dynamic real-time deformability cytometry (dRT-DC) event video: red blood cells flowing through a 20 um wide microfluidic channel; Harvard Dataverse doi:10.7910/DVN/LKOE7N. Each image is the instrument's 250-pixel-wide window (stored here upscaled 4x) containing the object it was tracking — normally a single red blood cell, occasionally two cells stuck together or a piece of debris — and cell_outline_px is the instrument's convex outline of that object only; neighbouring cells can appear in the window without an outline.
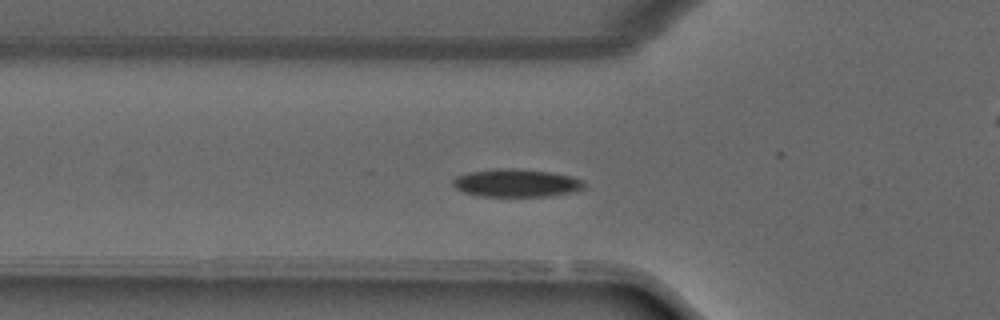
{"species": "common noctule bat (a hibernating species)", "species_latin": "Nyctalus noctula", "temperature_condition": "warm", "stored_images_in_passage": 25, "camera_frame_rate_fps": 3000, "um_per_image_px": 0.085, "animal": {"sex": "male", "forearm_length_mm": 52.5}, "frame": {"image": 1, "passage_image": 10, "time_ms": 3.0, "image_size_px": [1000, 320], "cell_outline_px": [[584, 188], [572, 192], [544, 196], [484, 196], [464, 192], [456, 188], [452, 184], [452, 180], [456, 176], [468, 172], [496, 168], [512, 168], [548, 172], [568, 176], [584, 180]], "centroid_in_image_um": [43.85, 15.55], "position_along_channel_um": 82.0, "area_um2": 21.1}}
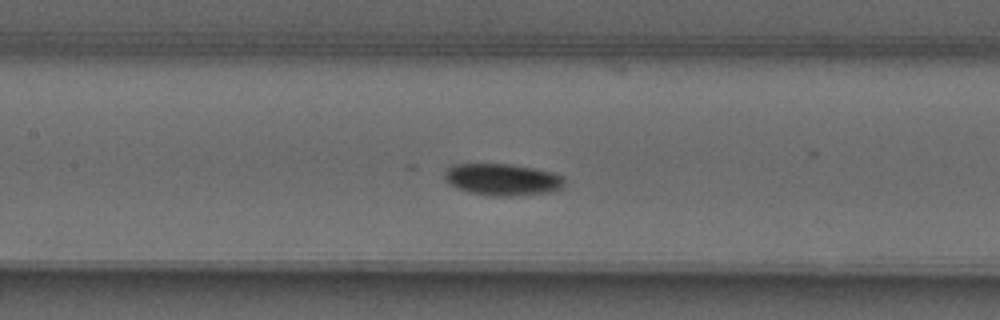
{"frame": {"image": 2, "passage_image": 15, "time_ms": 4.667, "image_size_px": [1000, 320], "cell_outline_px": [[564, 188], [548, 192], [508, 196], [492, 196], [472, 192], [460, 188], [444, 180], [444, 172], [452, 164], [508, 164], [532, 168], [552, 172], [560, 176], [564, 180]], "centroid_in_image_um": [42.7, 15.25], "position_along_channel_um": 164.7, "area_um2": 21.85}}
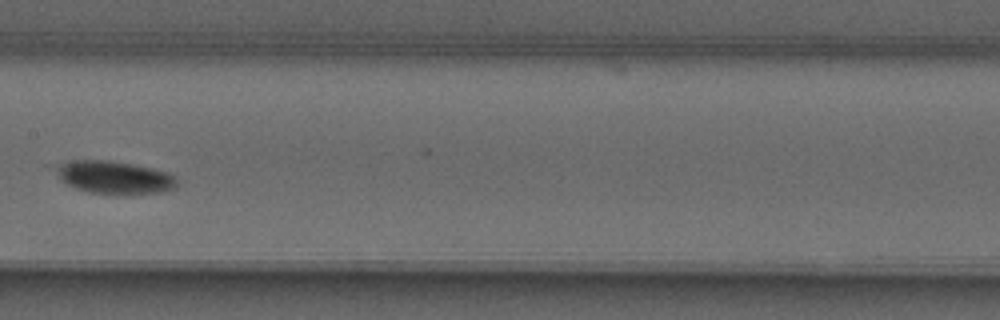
{"frame": {"image": 3, "passage_image": 17, "time_ms": 5.333, "image_size_px": [1000, 320], "cell_outline_px": [[176, 188], [156, 192], [92, 192], [76, 188], [68, 184], [44, 164], [76, 160], [108, 160], [132, 164], [168, 172], [176, 180]], "centroid_in_image_um": [9.54, 15.01], "position_along_channel_um": 197.9, "area_um2": 22.72}}